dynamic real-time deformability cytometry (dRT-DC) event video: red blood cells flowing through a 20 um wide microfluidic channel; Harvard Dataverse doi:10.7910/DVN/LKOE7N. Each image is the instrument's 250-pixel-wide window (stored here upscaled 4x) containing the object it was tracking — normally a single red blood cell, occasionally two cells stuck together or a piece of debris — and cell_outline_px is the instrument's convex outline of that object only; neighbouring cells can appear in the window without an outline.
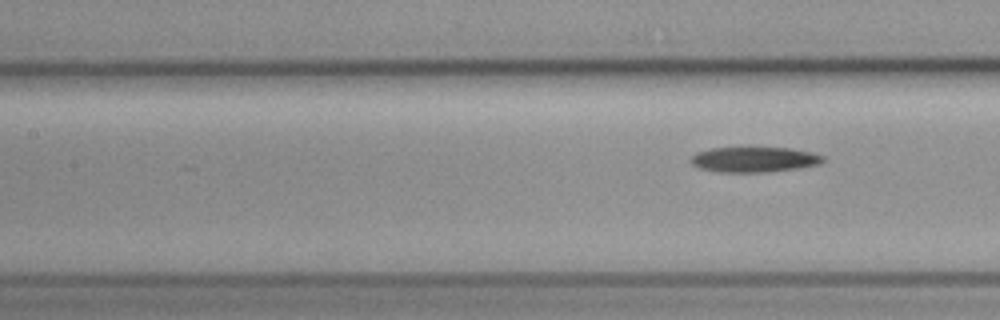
{"species": "common noctule bat (a hibernating species)", "species_latin": "Nyctalus noctula", "temperature_condition": "cold", "stored_images_in_passage": 9, "segment_of_instrument_passage": [2, 2], "camera_frame_rate_fps": 3000, "um_per_image_px": 0.085, "animal": {"sex": "female", "body_mass_g": 19.3, "forearm_length_mm": 54.1}, "frame": {"image": 1, "passage_image": 9, "time_ms": 11.0, "image_size_px": [1000, 320], "cell_outline_px": [[824, 160], [820, 164], [796, 168], [764, 172], [720, 172], [700, 168], [692, 164], [688, 160], [696, 152], [712, 148], [748, 144], [792, 148], [812, 152], [824, 156]], "centroid_in_image_um": [64.08, 13.49], "position_along_channel_um": 143.3, "area_um2": 20.52}}